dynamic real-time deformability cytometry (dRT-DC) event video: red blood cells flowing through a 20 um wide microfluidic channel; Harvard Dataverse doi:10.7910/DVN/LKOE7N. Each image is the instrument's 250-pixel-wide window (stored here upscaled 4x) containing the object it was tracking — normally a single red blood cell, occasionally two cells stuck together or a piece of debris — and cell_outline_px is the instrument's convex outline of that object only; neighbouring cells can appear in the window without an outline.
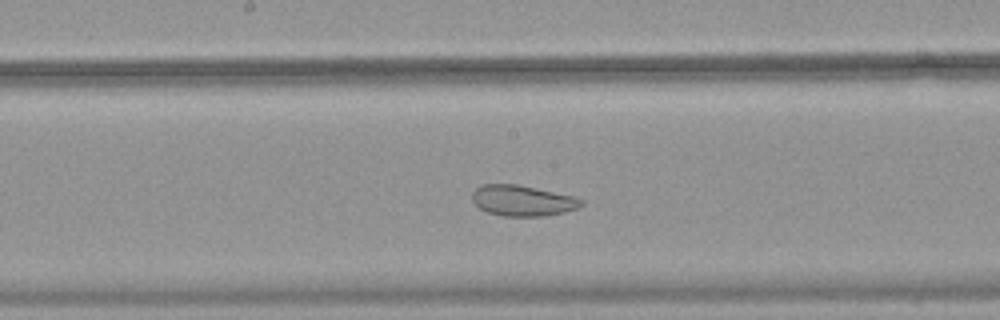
{"species": "common noctule bat (a hibernating species)", "species_latin": "Nyctalus noctula", "temperature_condition": "warm", "stored_images_in_passage": 48, "camera_frame_rate_fps": 3000, "um_per_image_px": 0.085, "animal": {"sex": "female", "body_mass_g": 18.4}, "frame": {"image": 1, "passage_image": 24, "time_ms": 7.667, "image_size_px": [1000, 320], "cell_outline_px": [[584, 204], [576, 208], [564, 212], [548, 216], [504, 216], [488, 212], [480, 208], [472, 200], [472, 192], [480, 184], [516, 184], [576, 196], [584, 200]], "centroid_in_image_um": [44.44, 17.05], "position_along_channel_um": 203.8, "area_um2": 19.65}}
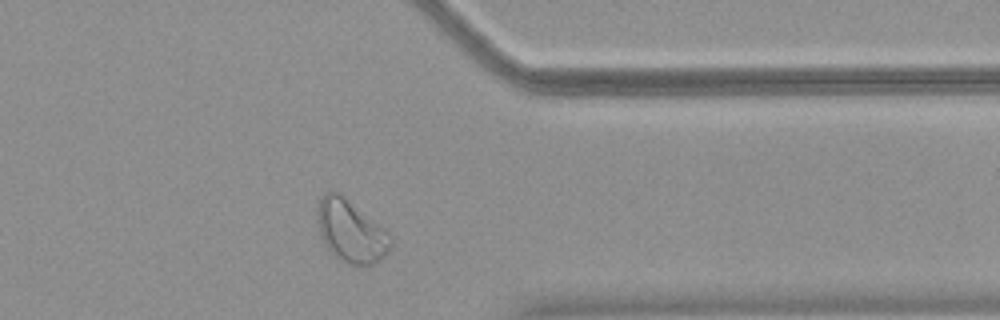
{"frame": {"image": 2, "passage_image": 38, "time_ms": 12.333, "image_size_px": [1000, 320], "cell_outline_px": [[392, 244], [388, 252], [384, 256], [372, 264], [348, 264], [336, 256], [324, 244], [320, 236], [316, 220], [316, 208], [320, 196], [324, 192], [340, 192], [384, 228], [392, 236]], "centroid_in_image_um": [29.79, 19.6], "position_along_channel_um": 381.6, "area_um2": 26.76}}
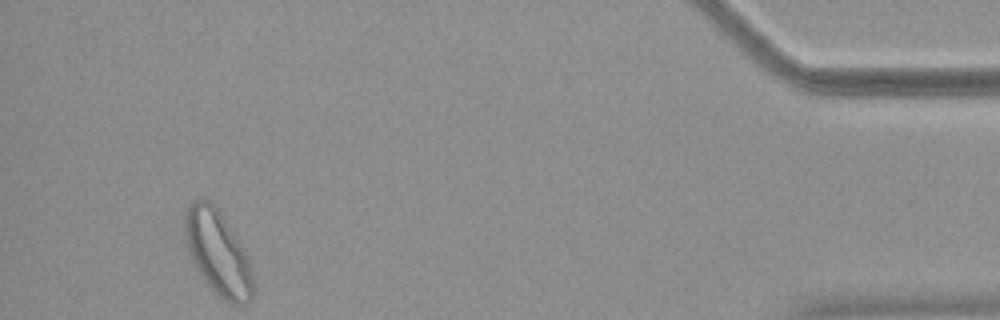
{"frame": {"image": 3, "passage_image": 45, "time_ms": 14.667, "image_size_px": [1000, 320], "cell_outline_px": [[252, 296], [244, 304], [232, 304], [224, 300], [212, 288], [196, 268], [188, 248], [184, 228], [184, 212], [196, 200], [208, 200], [220, 212], [240, 244], [248, 260], [252, 276]], "centroid_in_image_um": [18.5, 21.49], "position_along_channel_um": 416.7, "area_um2": 32.25}}